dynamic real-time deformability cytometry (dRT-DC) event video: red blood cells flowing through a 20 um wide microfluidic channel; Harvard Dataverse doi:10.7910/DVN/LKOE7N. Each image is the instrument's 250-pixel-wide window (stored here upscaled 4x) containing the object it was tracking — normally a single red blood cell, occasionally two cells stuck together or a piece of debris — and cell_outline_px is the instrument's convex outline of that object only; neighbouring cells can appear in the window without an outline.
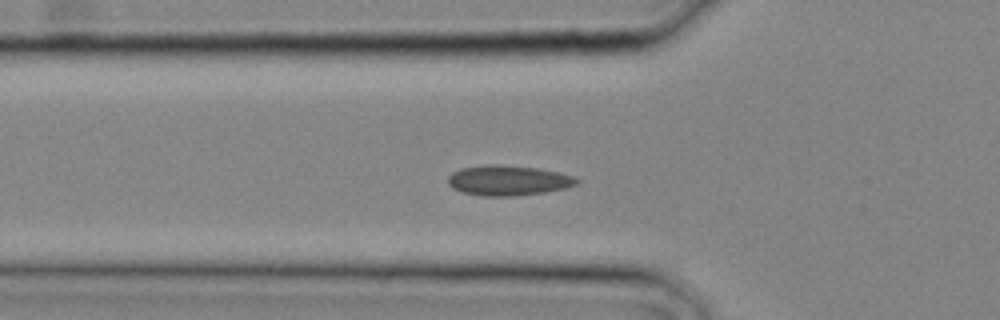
{"species": "common noctule bat (a hibernating species)", "species_latin": "Nyctalus noctula", "temperature_condition": "cold", "stored_images_in_passage": 20, "camera_frame_rate_fps": 3000, "um_per_image_px": 0.085, "animal": {"sex": "male", "body_mass_g": 20.4}, "frame": {"image": 1, "passage_image": 2, "time_ms": 0.333, "image_size_px": [1000, 320], "cell_outline_px": [[580, 180], [576, 184], [564, 188], [544, 192], [512, 196], [480, 196], [464, 192], [452, 188], [448, 184], [448, 176], [452, 172], [460, 168], [492, 164], [500, 164], [536, 168], [556, 172], [572, 176]], "centroid_in_image_um": [43.14, 15.33], "position_along_channel_um": 82.7, "area_um2": 22.43}}
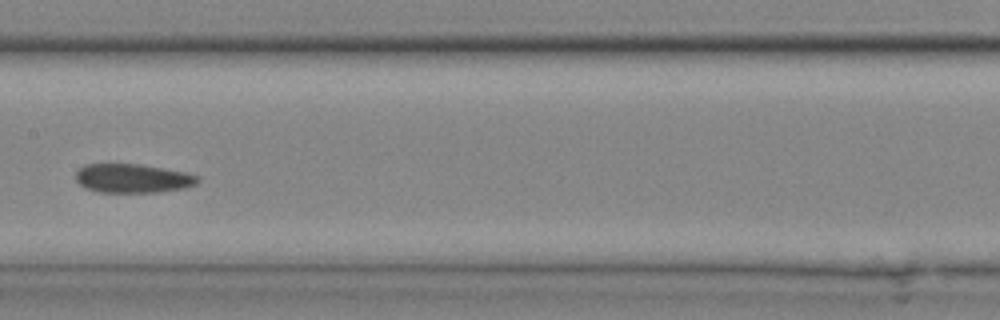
{"frame": {"image": 2, "passage_image": 7, "time_ms": 2.0, "image_size_px": [1000, 320], "cell_outline_px": [[200, 180], [196, 184], [180, 188], [156, 192], [100, 192], [88, 188], [80, 184], [76, 180], [76, 172], [84, 164], [140, 164], [164, 168], [184, 172], [200, 176]], "centroid_in_image_um": [11.28, 15.15], "position_along_channel_um": 196.1, "area_um2": 20.35}}
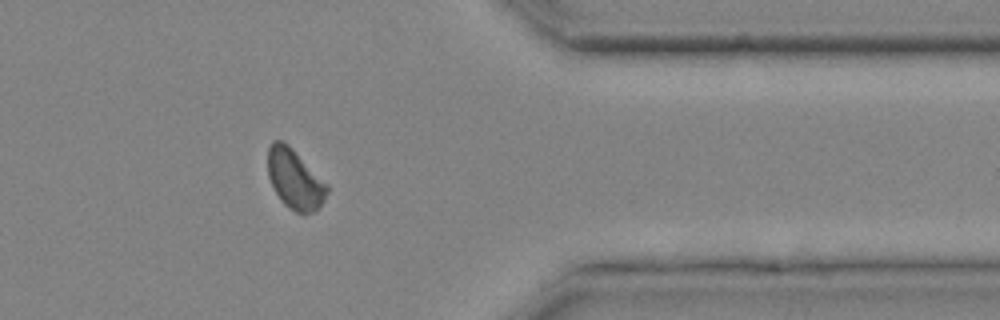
{"frame": {"image": 3, "passage_image": 16, "time_ms": 5.0, "image_size_px": [1000, 320], "cell_outline_px": [[328, 192], [324, 200], [312, 212], [304, 216], [288, 208], [280, 200], [268, 176], [268, 148], [272, 140], [280, 140], [288, 144], [328, 184]], "centroid_in_image_um": [25.06, 15.24], "position_along_channel_um": 386.3, "area_um2": 20.63}}